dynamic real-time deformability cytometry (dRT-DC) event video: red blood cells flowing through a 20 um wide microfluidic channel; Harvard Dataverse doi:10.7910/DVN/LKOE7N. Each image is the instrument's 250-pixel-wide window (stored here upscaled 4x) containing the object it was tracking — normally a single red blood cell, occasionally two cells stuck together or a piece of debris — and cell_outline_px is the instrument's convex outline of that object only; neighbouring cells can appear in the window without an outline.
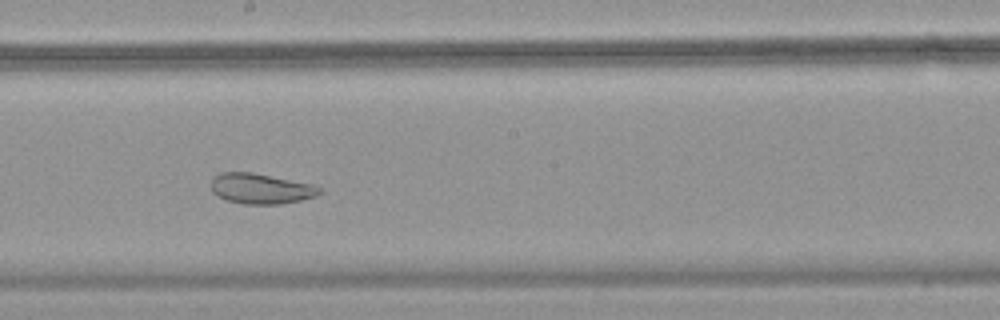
{"species": "common noctule bat (a hibernating species)", "species_latin": "Nyctalus noctula", "temperature_condition": "warm", "stored_images_in_passage": 53, "camera_frame_rate_fps": 3000, "um_per_image_px": 0.085, "animal": {"sex": "female", "body_mass_g": 18.4}, "frame": {"image": 1, "passage_image": 29, "time_ms": 9.333, "image_size_px": [1000, 320], "cell_outline_px": [[324, 192], [316, 196], [300, 200], [280, 204], [240, 204], [216, 196], [212, 192], [212, 180], [220, 172], [252, 172], [312, 184], [320, 188]], "centroid_in_image_um": [22.17, 16.04], "position_along_channel_um": 226.0, "area_um2": 19.19}}
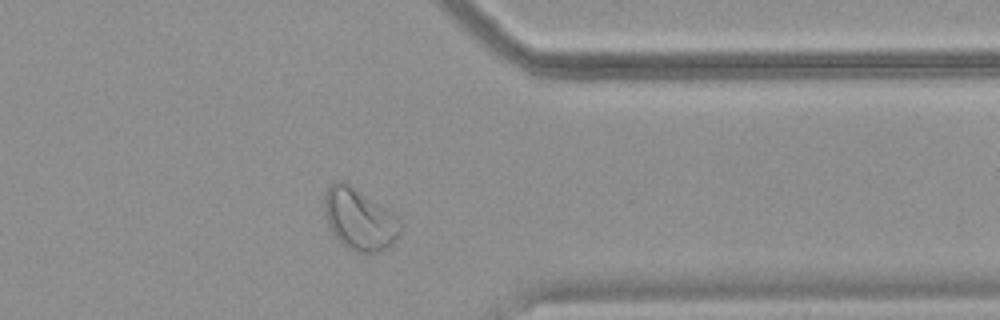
{"frame": {"image": 2, "passage_image": 42, "time_ms": 13.667, "image_size_px": [1000, 320], "cell_outline_px": [[404, 228], [392, 244], [388, 248], [376, 252], [356, 252], [348, 248], [332, 232], [328, 224], [324, 212], [324, 192], [336, 180], [344, 180], [388, 208], [396, 216]], "centroid_in_image_um": [30.57, 18.61], "position_along_channel_um": 380.8, "area_um2": 27.46}}
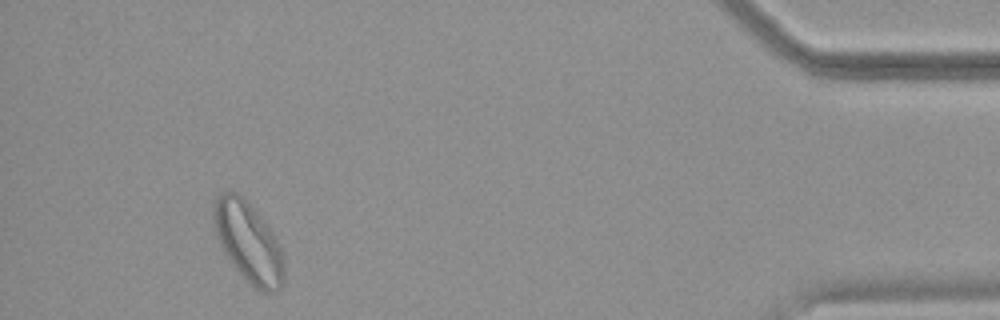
{"frame": {"image": 3, "passage_image": 49, "time_ms": 16.0, "image_size_px": [1000, 320], "cell_outline_px": [[284, 284], [276, 292], [264, 292], [256, 288], [228, 260], [216, 236], [212, 220], [212, 204], [216, 196], [224, 192], [236, 192], [264, 220], [272, 232], [280, 248], [284, 264]], "centroid_in_image_um": [21.08, 20.58], "position_along_channel_um": 414.1, "area_um2": 32.6}, "authors_computed_cell_mechanics": {"area_um2": 28.3798, "velocity_mm_per_s": 3.724, "shape_relaxation_time_tau1_ms": null, "shape_relaxation_time_tau2_ms": 2.5301, "deformation_change_tau1": null, "deformation_change_tau2": 0.0944}}